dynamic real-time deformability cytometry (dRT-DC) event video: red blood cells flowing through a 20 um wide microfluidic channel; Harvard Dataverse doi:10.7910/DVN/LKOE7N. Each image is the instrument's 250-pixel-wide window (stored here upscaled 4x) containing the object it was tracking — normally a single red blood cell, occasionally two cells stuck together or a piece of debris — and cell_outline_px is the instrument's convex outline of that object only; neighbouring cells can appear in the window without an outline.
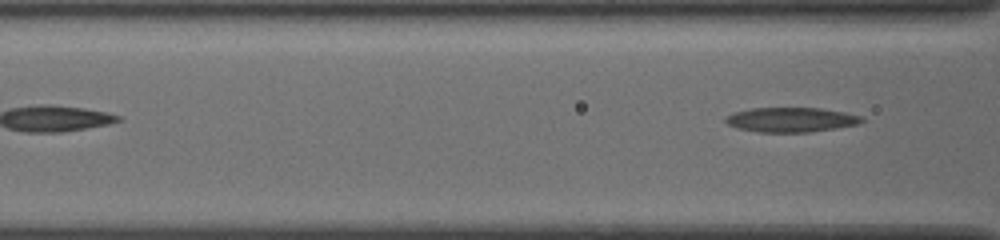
{"species": "common noctule bat (a hibernating species)", "species_latin": "Nyctalus noctula", "temperature_condition": "cold", "stored_images_in_passage": 13, "segment_of_instrument_passage": [2, 2], "camera_frame_rate_fps": 3000, "um_per_image_px": 0.085, "animal": {"sex": "female", "body_mass_g": 19.5, "forearm_length_mm": 54.1}, "frame": {"image": 1, "passage_image": 13, "time_ms": 4.0, "image_size_px": [1000, 240], "cell_outline_px": [[864, 120], [860, 124], [836, 128], [808, 132], [756, 132], [736, 128], [728, 124], [724, 120], [724, 116], [732, 112], [752, 108], [820, 108], [844, 112], [860, 116]], "centroid_in_image_um": [67.19, 10.18], "position_along_channel_um": 99.4, "area_um2": 19.65}}